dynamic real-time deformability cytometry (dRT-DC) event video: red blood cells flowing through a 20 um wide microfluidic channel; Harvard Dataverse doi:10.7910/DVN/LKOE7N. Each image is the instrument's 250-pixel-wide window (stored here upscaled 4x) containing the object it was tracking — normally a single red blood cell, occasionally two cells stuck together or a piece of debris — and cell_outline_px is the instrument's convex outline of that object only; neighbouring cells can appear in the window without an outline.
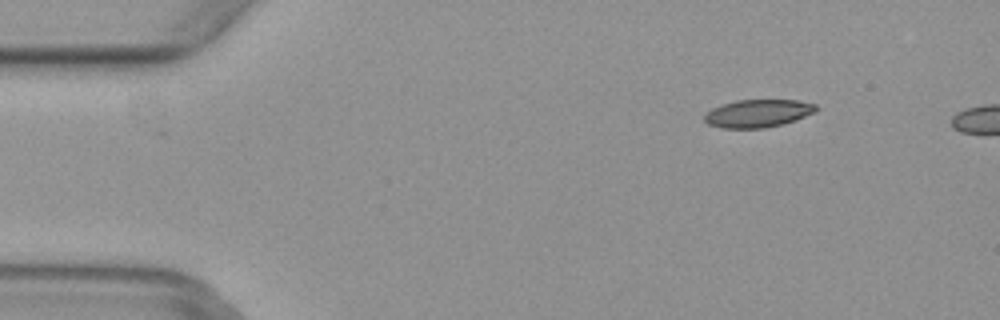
{"species": "common noctule bat (a hibernating species)", "species_latin": "Nyctalus noctula", "temperature_condition": "warm", "stored_images_in_passage": 4, "camera_frame_rate_fps": 3000, "um_per_image_px": 0.085, "animal": {"sex": "female", "body_mass_g": 29.2, "forearm_length_mm": 56.3}, "frame": {"image": 1, "passage_image": 4, "time_ms": 1.0, "image_size_px": [1000, 320], "cell_outline_px": [[816, 112], [796, 120], [784, 124], [764, 128], [720, 128], [708, 124], [704, 120], [704, 116], [712, 108], [736, 100], [796, 100], [816, 104]], "centroid_in_image_um": [64.44, 9.64], "position_along_channel_um": 20.6, "area_um2": 18.09}}